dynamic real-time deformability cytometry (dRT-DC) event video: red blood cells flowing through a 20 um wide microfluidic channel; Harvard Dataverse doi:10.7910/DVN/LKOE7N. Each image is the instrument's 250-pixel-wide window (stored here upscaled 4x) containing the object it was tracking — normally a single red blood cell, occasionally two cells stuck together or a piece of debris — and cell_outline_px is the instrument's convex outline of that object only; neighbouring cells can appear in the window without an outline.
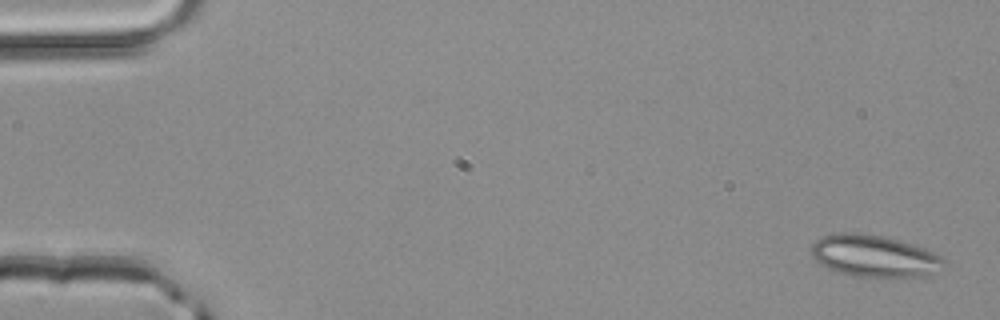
{"species": "common noctule bat (a hibernating species)", "species_latin": "Nyctalus noctula", "temperature_condition": "room temperature", "stored_images_in_passage": 4, "camera_frame_rate_fps": 3000, "um_per_image_px": 0.085, "animal": {"sex": "male", "body_mass_g": 20.4}, "frame": {"image": 1, "passage_image": 1, "time_ms": 0.0, "image_size_px": [1000, 320], "cell_outline_px": [[948, 264], [928, 276], [888, 280], [884, 280], [856, 276], [840, 272], [828, 268], [820, 264], [812, 256], [812, 244], [816, 240], [824, 236], [840, 232], [852, 232], [884, 236], [900, 240], [924, 248], [940, 256]], "centroid_in_image_um": [74.37, 21.81], "position_along_channel_um": 10.6, "area_um2": 33.18}}